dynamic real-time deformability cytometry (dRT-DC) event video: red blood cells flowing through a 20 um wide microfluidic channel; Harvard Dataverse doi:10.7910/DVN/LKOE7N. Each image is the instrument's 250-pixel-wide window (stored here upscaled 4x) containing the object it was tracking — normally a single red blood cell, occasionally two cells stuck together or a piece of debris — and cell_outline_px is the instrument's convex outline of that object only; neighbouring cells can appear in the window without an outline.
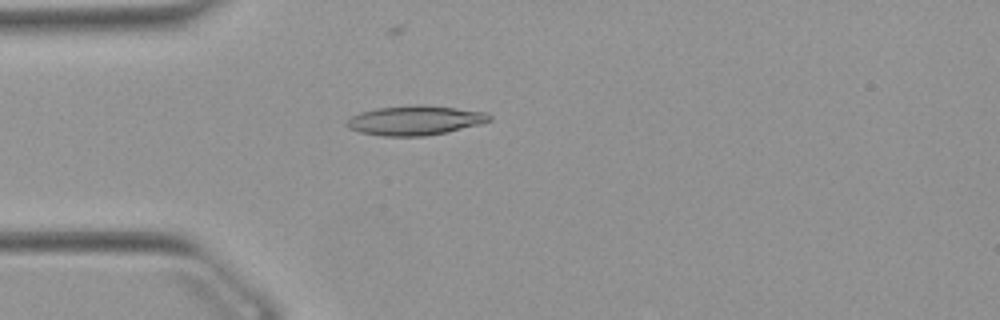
{"species": "Egyptian fruit bat (a non-hibernating species)", "species_latin": "Rousettus aegyptiacus", "temperature_condition": "warm", "stored_images_in_passage": 38, "camera_frame_rate_fps": 3000, "um_per_image_px": 0.085, "animal": {"sex": "female"}, "frame": {"image": 1, "passage_image": 14, "time_ms": 4.333, "image_size_px": [1000, 320], "cell_outline_px": [[492, 120], [480, 124], [448, 132], [424, 136], [384, 136], [360, 132], [348, 128], [344, 124], [352, 116], [360, 112], [376, 108], [416, 104], [420, 104], [456, 108], [488, 112], [492, 116]], "centroid_in_image_um": [35.3, 10.22], "position_along_channel_um": 49.7, "area_um2": 24.68}}
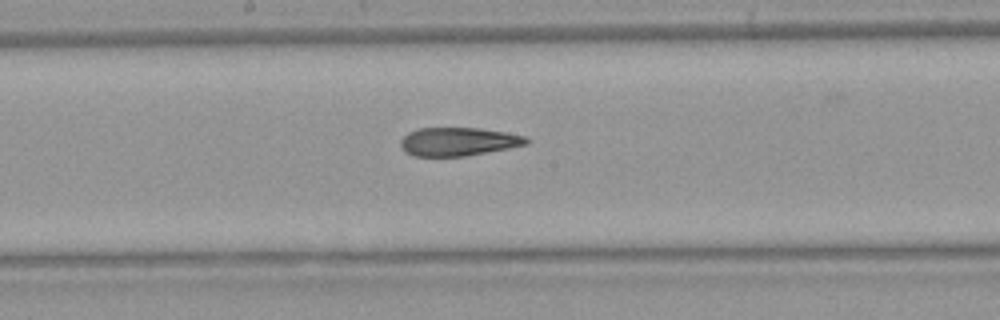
{"frame": {"image": 2, "passage_image": 27, "time_ms": 8.667, "image_size_px": [1000, 320], "cell_outline_px": [[528, 144], [508, 148], [464, 156], [416, 156], [404, 152], [400, 144], [400, 140], [408, 132], [420, 128], [480, 128], [528, 136]], "centroid_in_image_um": [38.94, 12.03], "position_along_channel_um": 209.3, "area_um2": 20.75}}
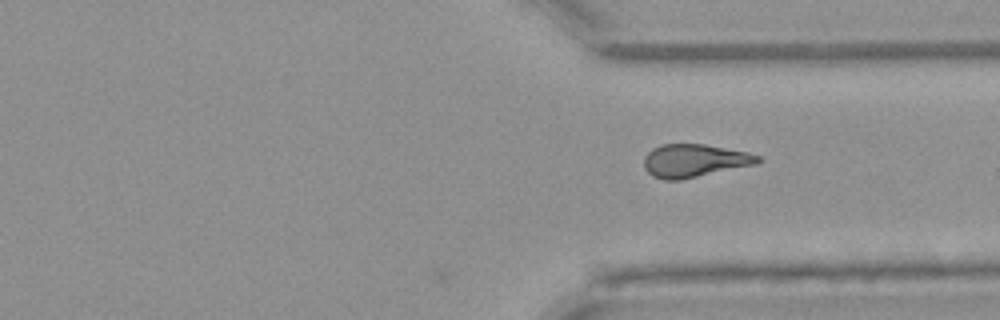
{"frame": {"image": 3, "passage_image": 38, "time_ms": 12.333, "image_size_px": [1000, 320], "cell_outline_px": [[760, 160], [756, 164], [680, 180], [664, 180], [652, 176], [644, 168], [644, 156], [652, 148], [660, 144], [704, 144], [748, 152], [760, 156]], "centroid_in_image_um": [58.99, 13.65], "position_along_channel_um": 352.4, "area_um2": 21.91}}